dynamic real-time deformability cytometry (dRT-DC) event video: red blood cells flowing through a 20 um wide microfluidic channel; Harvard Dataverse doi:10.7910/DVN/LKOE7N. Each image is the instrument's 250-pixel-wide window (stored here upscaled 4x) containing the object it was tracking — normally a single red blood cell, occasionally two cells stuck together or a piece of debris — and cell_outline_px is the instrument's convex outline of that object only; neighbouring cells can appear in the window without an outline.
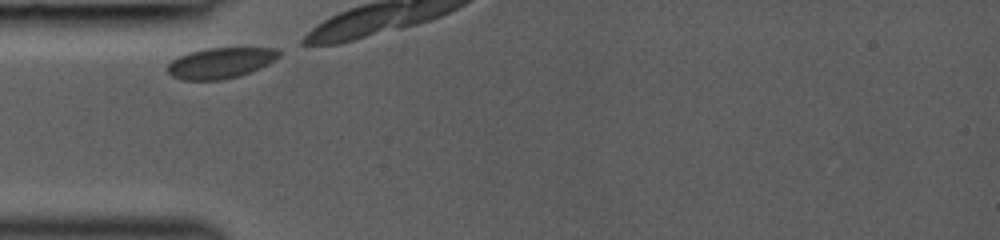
{"species": "common noctule bat (a hibernating species)", "species_latin": "Nyctalus noctula", "temperature_condition": "room temperature", "stored_images_in_passage": 3, "camera_frame_rate_fps": 3000, "um_per_image_px": 0.085, "animal": {"sex": "female", "body_mass_g": 19.0, "forearm_length_mm": 53.3}, "frame": {"image": 1, "passage_image": 1, "time_ms": 0.0, "image_size_px": [1000, 240], "cell_outline_px": [[280, 56], [268, 64], [252, 72], [240, 76], [220, 80], [184, 80], [172, 76], [168, 72], [168, 64], [172, 60], [188, 52], [204, 48], [276, 48], [280, 52]], "centroid_in_image_um": [18.75, 5.35], "position_along_channel_um": 66.2, "area_um2": 20.0}}